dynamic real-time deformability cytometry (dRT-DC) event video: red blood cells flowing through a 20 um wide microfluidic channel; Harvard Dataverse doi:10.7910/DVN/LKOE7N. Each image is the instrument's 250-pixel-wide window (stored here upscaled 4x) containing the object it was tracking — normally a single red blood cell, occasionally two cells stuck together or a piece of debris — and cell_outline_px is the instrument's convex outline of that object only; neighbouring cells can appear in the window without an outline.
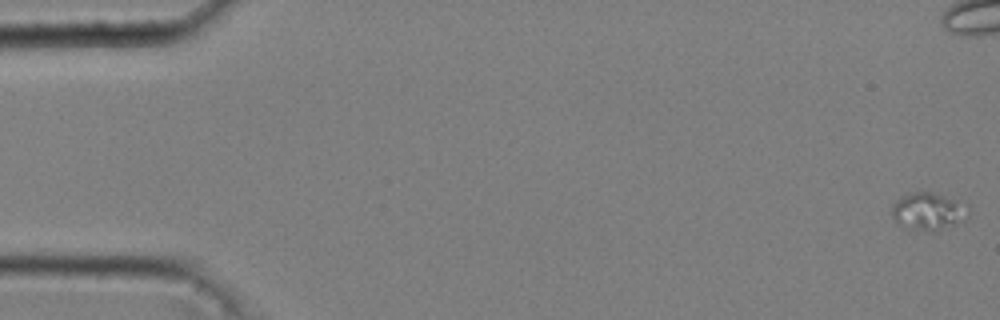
{"species": "common noctule bat (a hibernating species)", "species_latin": "Nyctalus noctula", "temperature_condition": "cold", "stored_images_in_passage": 48, "camera_frame_rate_fps": 3000, "um_per_image_px": 0.085, "animal": {"sex": "male", "body_mass_g": 20.4}, "frame": {"image": 1, "passage_image": 1, "time_ms": 0.0, "image_size_px": [1000, 320], "cell_outline_px": [[968, 216], [952, 224], [932, 232], [896, 220], [892, 216], [892, 204], [900, 196], [908, 192], [928, 192], [968, 204]], "centroid_in_image_um": [78.91, 17.9], "position_along_channel_um": 6.1, "area_um2": 15.72}}